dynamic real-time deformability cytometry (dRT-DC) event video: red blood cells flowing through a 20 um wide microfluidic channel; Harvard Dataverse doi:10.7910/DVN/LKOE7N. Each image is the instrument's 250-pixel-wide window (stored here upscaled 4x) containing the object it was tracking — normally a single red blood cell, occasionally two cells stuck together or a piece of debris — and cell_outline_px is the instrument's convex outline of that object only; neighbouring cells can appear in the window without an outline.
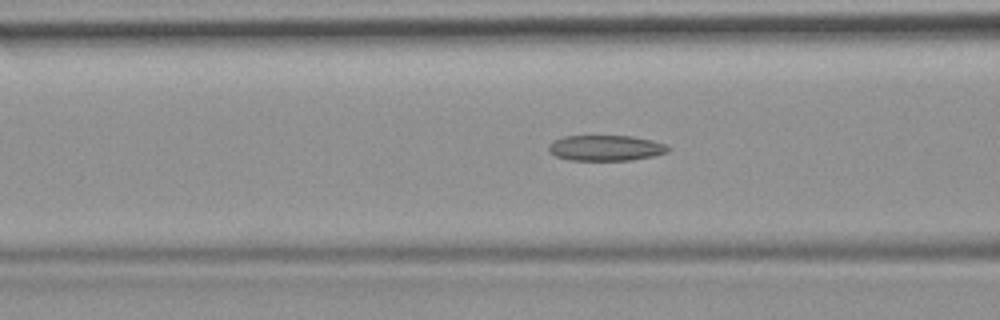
{"species": "common noctule bat (a hibernating species)", "species_latin": "Nyctalus noctula", "temperature_condition": "room temperature", "stored_images_in_passage": 24, "camera_frame_rate_fps": 3000, "um_per_image_px": 0.085, "animal": {"sex": "female", "body_mass_g": 19.9}, "frame": {"image": 1, "passage_image": 11, "time_ms": 3.333, "image_size_px": [1000, 320], "cell_outline_px": [[672, 148], [668, 152], [652, 156], [632, 160], [568, 160], [556, 156], [548, 152], [548, 144], [552, 140], [564, 136], [632, 136], [652, 140], [664, 144]], "centroid_in_image_um": [51.46, 12.57], "position_along_channel_um": 115.1, "area_um2": 17.98}}
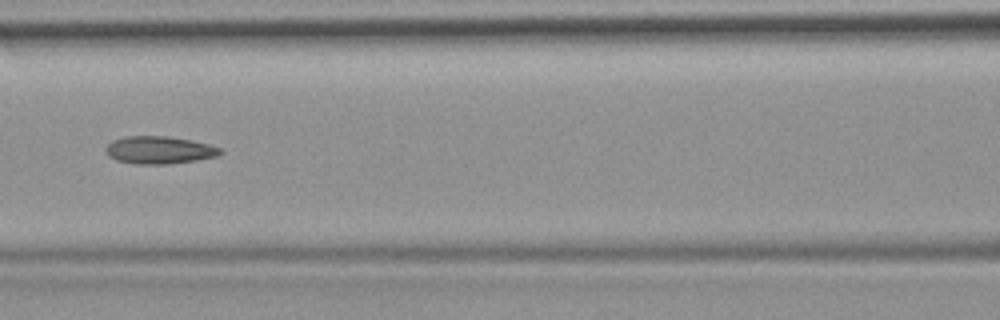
{"frame": {"image": 2, "passage_image": 14, "time_ms": 4.333, "image_size_px": [1000, 320], "cell_outline_px": [[224, 152], [216, 156], [196, 160], [168, 164], [136, 164], [116, 160], [108, 156], [104, 148], [112, 140], [128, 136], [164, 136], [188, 140], [208, 144], [220, 148]], "centroid_in_image_um": [13.5, 12.76], "position_along_channel_um": 153.1, "area_um2": 18.26}}
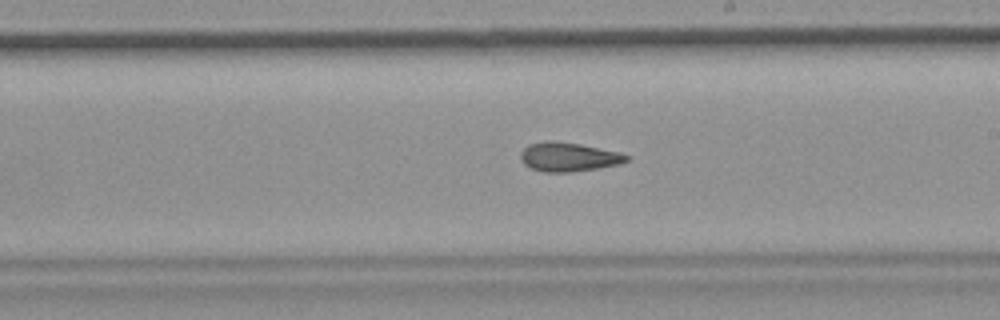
{"frame": {"image": 3, "passage_image": 21, "time_ms": 6.667, "image_size_px": [1000, 320], "cell_outline_px": [[628, 160], [620, 164], [600, 168], [572, 172], [544, 172], [532, 168], [524, 164], [520, 156], [520, 152], [528, 144], [552, 140], [580, 144], [616, 152], [628, 156]], "centroid_in_image_um": [48.29, 13.34], "position_along_channel_um": 240.7, "area_um2": 17.74}}